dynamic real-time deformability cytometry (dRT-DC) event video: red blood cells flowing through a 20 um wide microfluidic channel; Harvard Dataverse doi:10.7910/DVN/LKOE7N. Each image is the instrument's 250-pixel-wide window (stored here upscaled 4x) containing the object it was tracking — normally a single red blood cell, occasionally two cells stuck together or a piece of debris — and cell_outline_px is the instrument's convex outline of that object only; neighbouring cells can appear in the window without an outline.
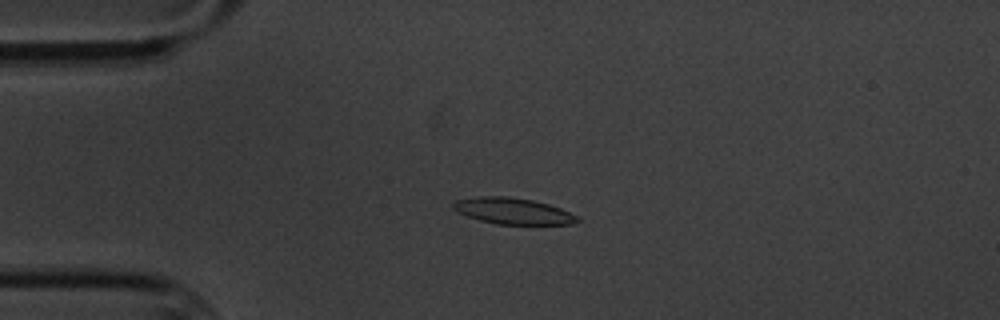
{"species": "common noctule bat (a hibernating species)", "species_latin": "Nyctalus noctula", "temperature_condition": "cold", "stored_images_in_passage": 3, "camera_frame_rate_fps": 3000, "um_per_image_px": 0.085, "animal": {"sex": "male", "body_mass_g": 20.1, "forearm_length_mm": 53.5}, "frame": {"image": 1, "passage_image": 1, "time_ms": 0.0, "image_size_px": [1000, 320], "cell_outline_px": [[580, 220], [572, 224], [496, 224], [480, 220], [456, 212], [452, 208], [452, 204], [456, 200], [476, 196], [508, 196], [532, 200], [548, 204], [560, 208], [576, 216]], "centroid_in_image_um": [43.55, 17.93], "position_along_channel_um": 41.5, "area_um2": 18.9}}
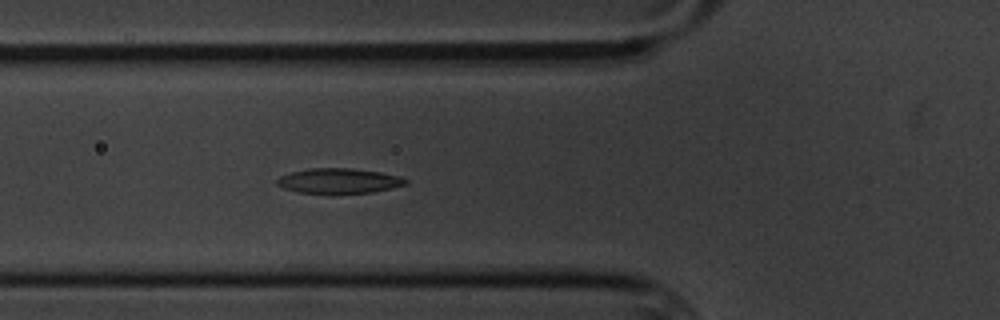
{"frame": {"image": 2, "passage_image": 3, "time_ms": 2.333, "image_size_px": [1000, 320], "cell_outline_px": [[408, 184], [392, 188], [372, 192], [332, 196], [296, 192], [284, 188], [276, 184], [276, 180], [280, 176], [292, 172], [308, 168], [348, 168], [380, 172], [400, 176], [408, 180]], "centroid_in_image_um": [28.79, 15.41], "position_along_channel_um": 97.0, "area_um2": 19.54}}